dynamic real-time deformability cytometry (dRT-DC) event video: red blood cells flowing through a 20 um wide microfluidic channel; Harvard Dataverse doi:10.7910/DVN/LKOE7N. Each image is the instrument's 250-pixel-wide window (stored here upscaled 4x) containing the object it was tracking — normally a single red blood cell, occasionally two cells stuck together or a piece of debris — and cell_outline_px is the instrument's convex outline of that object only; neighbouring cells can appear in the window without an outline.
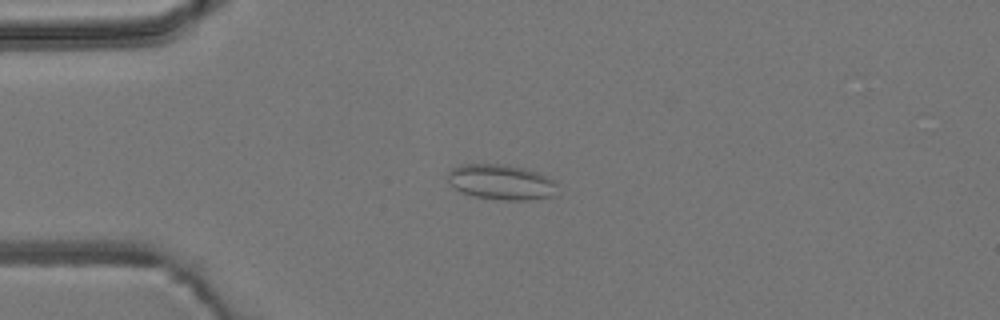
{"species": "common noctule bat (a hibernating species)", "species_latin": "Nyctalus noctula", "temperature_condition": "room temperature", "stored_images_in_passage": 6, "camera_frame_rate_fps": 3000, "um_per_image_px": 0.085, "animal": {"sex": "male", "body_mass_g": 19.2, "forearm_length_mm": 51.8}, "frame": {"image": 1, "passage_image": 4, "time_ms": 4.0, "image_size_px": [1000, 320], "cell_outline_px": [[560, 196], [528, 200], [504, 200], [476, 196], [464, 192], [456, 188], [448, 180], [448, 172], [452, 168], [464, 164], [500, 164], [524, 168], [536, 172], [556, 180]], "centroid_in_image_um": [42.71, 15.49], "position_along_channel_um": 42.3, "area_um2": 22.6}}